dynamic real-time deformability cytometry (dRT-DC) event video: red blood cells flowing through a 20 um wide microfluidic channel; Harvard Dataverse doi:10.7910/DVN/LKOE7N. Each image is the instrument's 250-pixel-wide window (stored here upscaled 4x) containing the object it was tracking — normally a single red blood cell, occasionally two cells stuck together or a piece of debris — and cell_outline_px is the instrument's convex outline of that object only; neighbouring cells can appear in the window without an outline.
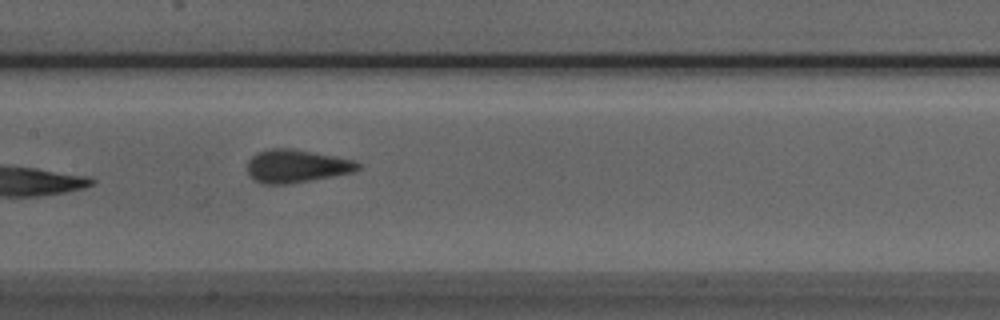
{"species": "Egyptian fruit bat (a non-hibernating species)", "species_latin": "Rousettus aegyptiacus", "temperature_condition": "room temperature", "stored_images_in_passage": 9, "camera_frame_rate_fps": 3000, "um_per_image_px": 0.085, "animal": {"sex": "male"}, "frame": {"image": 1, "passage_image": 8, "time_ms": 2.333, "image_size_px": [1000, 320], "cell_outline_px": [[360, 168], [352, 172], [312, 180], [288, 184], [260, 184], [252, 180], [248, 172], [248, 160], [256, 152], [268, 148], [292, 148], [352, 160], [360, 164]], "centroid_in_image_um": [25.12, 14.12], "position_along_channel_um": 182.3, "area_um2": 21.27}}